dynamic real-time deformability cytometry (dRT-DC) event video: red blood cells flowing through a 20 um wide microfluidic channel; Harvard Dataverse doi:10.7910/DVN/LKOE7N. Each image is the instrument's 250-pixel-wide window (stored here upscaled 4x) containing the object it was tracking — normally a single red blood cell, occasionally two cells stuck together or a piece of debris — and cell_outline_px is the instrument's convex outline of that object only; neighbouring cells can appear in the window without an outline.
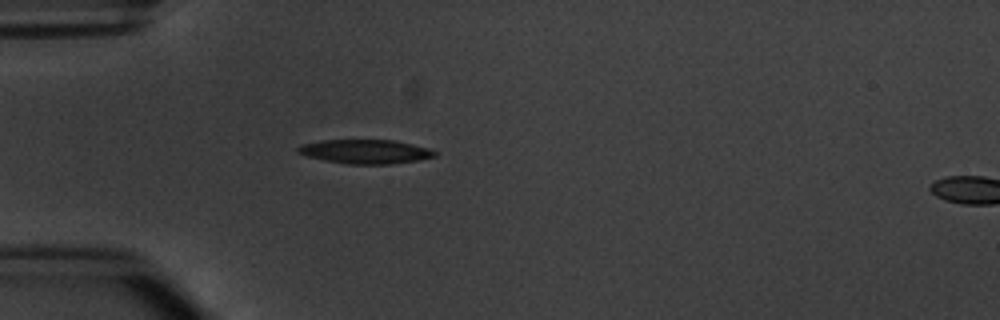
{"species": "common noctule bat (a hibernating species)", "species_latin": "Nyctalus noctula", "temperature_condition": "warm", "stored_images_in_passage": 6, "segment_of_instrument_passage": [1, 2], "camera_frame_rate_fps": 3000, "um_per_image_px": 0.085, "animal": {"sex": "male", "body_mass_g": 20.1, "forearm_length_mm": 53.5}, "frame": {"image": 1, "passage_image": 5, "time_ms": 5.333, "image_size_px": [1000, 320], "cell_outline_px": [[436, 156], [416, 160], [392, 164], [348, 164], [324, 160], [308, 156], [296, 152], [296, 148], [300, 144], [320, 140], [392, 140], [412, 144], [428, 148], [436, 152]], "centroid_in_image_um": [31.01, 12.88], "position_along_channel_um": 54.0, "area_um2": 19.13}}